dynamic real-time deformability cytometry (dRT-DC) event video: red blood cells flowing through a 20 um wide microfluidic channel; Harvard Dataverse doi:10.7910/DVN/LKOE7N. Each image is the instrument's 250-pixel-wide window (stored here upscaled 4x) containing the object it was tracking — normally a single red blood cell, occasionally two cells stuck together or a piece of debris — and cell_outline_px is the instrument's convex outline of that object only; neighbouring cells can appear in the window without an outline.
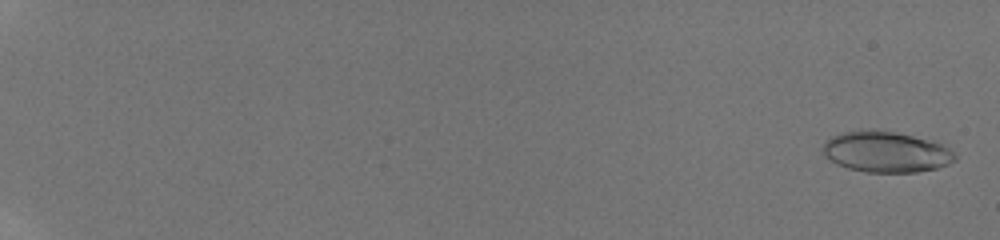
{"species": "human", "species_latin": "Homo sapiens", "temperature_condition": "room temperature", "stored_images_in_passage": 55, "camera_frame_rate_fps": 3000, "um_per_image_px": 0.085, "donor": {"sex": "male"}, "frame": {"image": 1, "passage_image": 1, "time_ms": 0.0, "image_size_px": [1000, 240], "cell_outline_px": [[956, 160], [948, 164], [936, 168], [916, 172], [864, 172], [848, 168], [836, 164], [824, 156], [824, 140], [840, 132], [896, 132], [912, 136], [940, 144], [948, 148], [956, 156]], "centroid_in_image_um": [75.29, 12.95], "position_along_channel_um": 9.7, "area_um2": 30.69}}
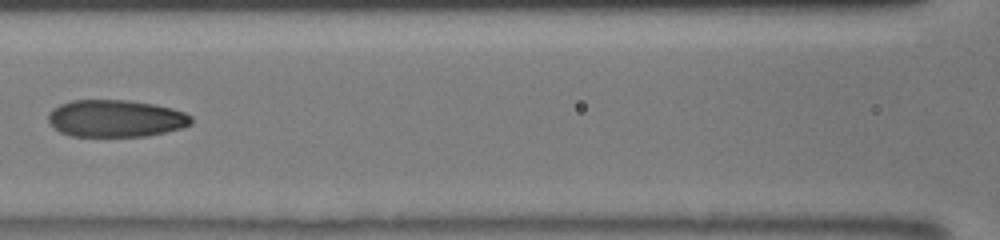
{"frame": {"image": 2, "passage_image": 20, "time_ms": 9.333, "image_size_px": [1000, 240], "cell_outline_px": [[192, 124], [184, 128], [148, 136], [72, 136], [60, 132], [48, 120], [48, 116], [52, 108], [60, 104], [72, 100], [128, 100], [152, 104], [172, 108], [184, 112], [192, 116]], "centroid_in_image_um": [9.87, 10.07], "position_along_channel_um": 156.7, "area_um2": 31.04}}
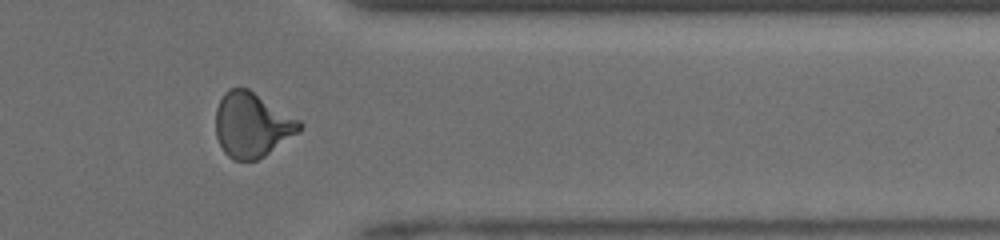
{"frame": {"image": 3, "passage_image": 49, "time_ms": 15.0, "image_size_px": [1000, 240], "cell_outline_px": [[304, 124], [296, 132], [264, 156], [256, 160], [232, 160], [224, 152], [216, 136], [216, 108], [224, 92], [228, 88], [248, 88], [300, 120]], "centroid_in_image_um": [21.38, 10.6], "position_along_channel_um": 390.0, "area_um2": 31.21}, "authors_computed_cell_mechanics": {"area_um2": 30.7496, "velocity_mm_per_s": 4.1685, "shape_relaxation_time_tau1_ms": null, "shape_relaxation_time_tau2_ms": 0.9389, "deformation_change_tau1": null, "deformation_change_tau2": 0.0569}}